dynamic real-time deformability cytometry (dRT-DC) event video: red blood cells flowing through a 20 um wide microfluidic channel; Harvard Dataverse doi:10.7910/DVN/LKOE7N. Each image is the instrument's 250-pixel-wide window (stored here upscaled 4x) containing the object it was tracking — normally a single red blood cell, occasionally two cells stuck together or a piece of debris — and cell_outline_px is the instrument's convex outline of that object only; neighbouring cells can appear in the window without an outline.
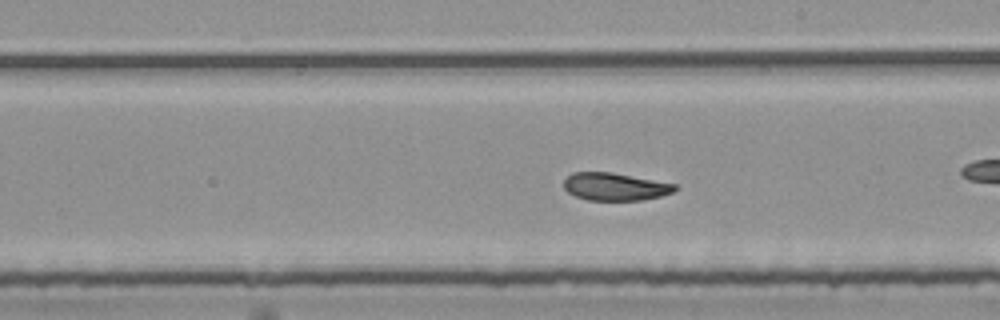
{"species": "common noctule bat (a hibernating species)", "species_latin": "Nyctalus noctula", "temperature_condition": "room temperature", "stored_images_in_passage": 53, "segment_of_instrument_passage": [2, 2], "camera_frame_rate_fps": 3000, "um_per_image_px": 0.085, "animal": {"sex": "female", "body_mass_g": 25.1}, "frame": {"image": 1, "passage_image": 31, "time_ms": 10.0, "image_size_px": [1000, 320], "cell_outline_px": [[680, 188], [672, 192], [660, 196], [640, 200], [588, 200], [576, 196], [568, 192], [564, 188], [564, 180], [572, 172], [612, 172], [676, 184]], "centroid_in_image_um": [52.28, 15.86], "position_along_channel_um": 236.7, "area_um2": 17.86}}
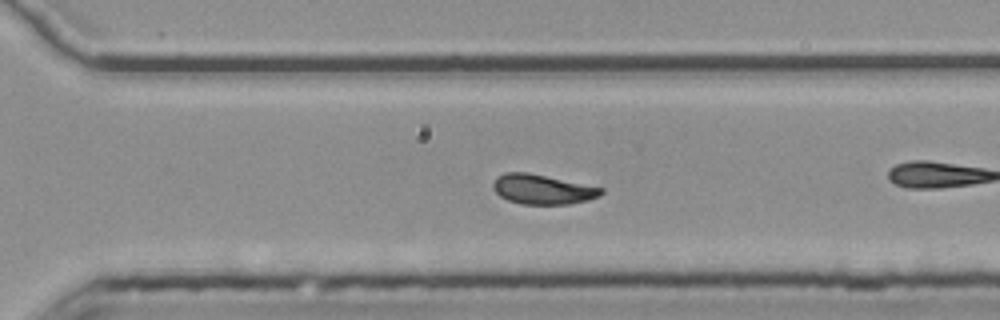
{"frame": {"image": 2, "passage_image": 38, "time_ms": 12.333, "image_size_px": [1000, 320], "cell_outline_px": [[604, 192], [600, 196], [588, 200], [568, 204], [520, 204], [508, 200], [500, 196], [492, 188], [492, 184], [496, 176], [504, 172], [528, 172], [604, 188]], "centroid_in_image_um": [46.09, 16.09], "position_along_channel_um": 324.5, "area_um2": 18.84}}